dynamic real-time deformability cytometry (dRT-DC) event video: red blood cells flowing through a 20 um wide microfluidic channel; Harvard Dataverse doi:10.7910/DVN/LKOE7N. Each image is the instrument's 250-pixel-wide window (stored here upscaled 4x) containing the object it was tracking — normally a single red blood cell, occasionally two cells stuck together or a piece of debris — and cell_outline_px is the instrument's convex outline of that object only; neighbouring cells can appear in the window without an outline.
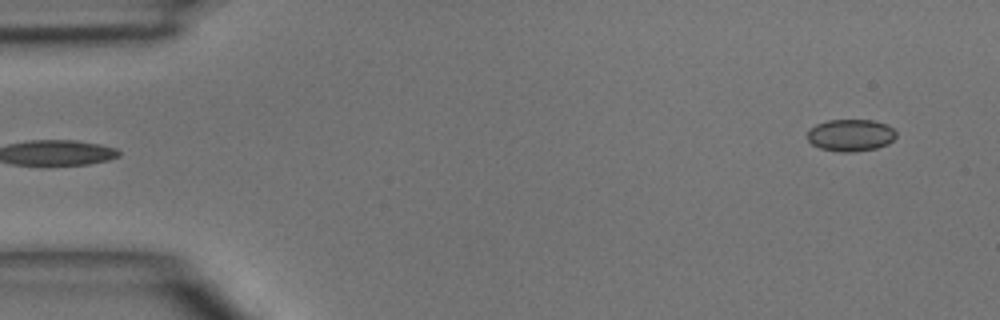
{"species": "common noctule bat (a hibernating species)", "species_latin": "Nyctalus noctula", "temperature_condition": "room temperature", "stored_images_in_passage": 4, "camera_frame_rate_fps": 3000, "um_per_image_px": 0.085, "animal": {"sex": "male", "body_mass_g": 15.6}, "frame": {"image": 1, "passage_image": 4, "time_ms": 3.333, "image_size_px": [1000, 320], "cell_outline_px": [[896, 136], [888, 144], [876, 148], [852, 152], [840, 152], [820, 148], [812, 144], [808, 140], [808, 132], [816, 124], [828, 120], [872, 120], [888, 124], [896, 132]], "centroid_in_image_um": [72.32, 11.49], "position_along_channel_um": 12.7, "area_um2": 16.53}}